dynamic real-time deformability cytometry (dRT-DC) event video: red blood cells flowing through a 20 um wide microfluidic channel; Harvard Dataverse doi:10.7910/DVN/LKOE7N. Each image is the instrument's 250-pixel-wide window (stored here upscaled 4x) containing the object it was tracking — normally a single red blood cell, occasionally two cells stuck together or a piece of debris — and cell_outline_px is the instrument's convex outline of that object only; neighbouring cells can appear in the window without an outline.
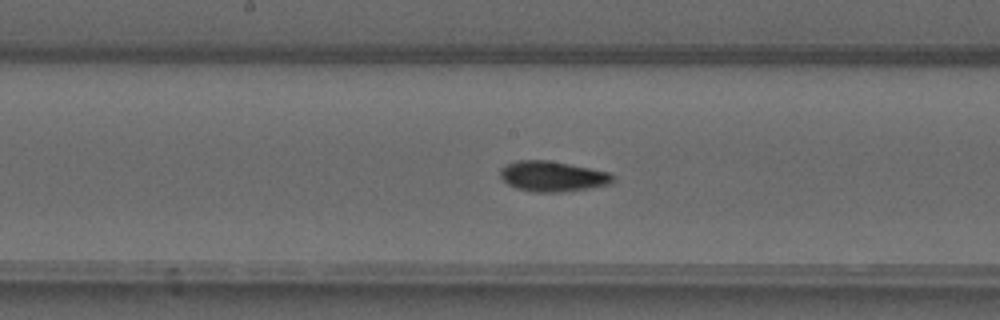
{"species": "common noctule bat (a hibernating species)", "species_latin": "Nyctalus noctula", "temperature_condition": "warm", "stored_images_in_passage": 50, "camera_frame_rate_fps": 3000, "um_per_image_px": 0.085, "animal": {"sex": "male", "forearm_length_mm": 52.5}, "frame": {"image": 1, "passage_image": 26, "time_ms": 8.333, "image_size_px": [1000, 320], "cell_outline_px": [[616, 180], [612, 184], [592, 188], [564, 192], [532, 192], [516, 188], [508, 184], [500, 176], [500, 168], [516, 160], [548, 160], [608, 172], [616, 176]], "centroid_in_image_um": [47.01, 15.0], "position_along_channel_um": 201.2, "area_um2": 20.11}}
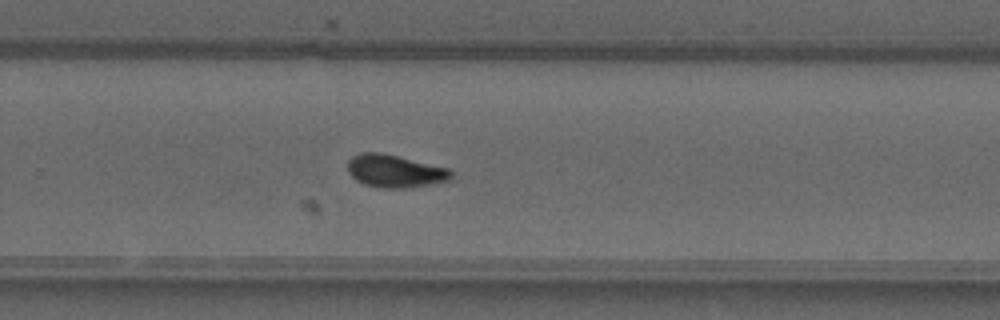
{"frame": {"image": 2, "passage_image": 33, "time_ms": 10.667, "image_size_px": [1000, 320], "cell_outline_px": [[452, 180], [408, 188], [380, 188], [364, 184], [356, 180], [348, 172], [348, 160], [352, 156], [364, 152], [380, 152], [448, 168], [452, 172]], "centroid_in_image_um": [33.56, 14.55], "position_along_channel_um": 296.2, "area_um2": 19.71}}
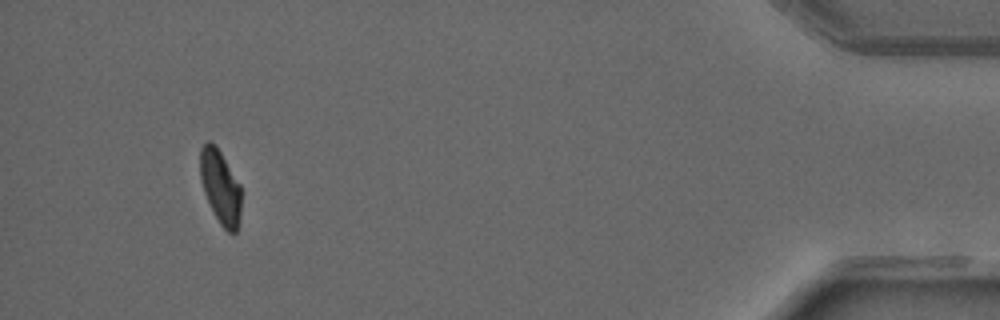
{"frame": {"image": 3, "passage_image": 47, "time_ms": 15.333, "image_size_px": [1000, 320], "cell_outline_px": [[240, 220], [236, 232], [228, 232], [220, 224], [204, 192], [200, 180], [200, 148], [208, 140], [216, 144], [240, 184]], "centroid_in_image_um": [18.72, 15.85], "position_along_channel_um": 416.5, "area_um2": 17.57}, "authors_computed_cell_mechanics": {"area_um2": 18.6405, "velocity_mm_per_s": 4.0939, "shape_relaxation_time_tau1_ms": 5.9011, "shape_relaxation_time_tau2_ms": 2.1266, "deformation_change_tau1": 0.1701, "deformation_change_tau2": 0.0664}}